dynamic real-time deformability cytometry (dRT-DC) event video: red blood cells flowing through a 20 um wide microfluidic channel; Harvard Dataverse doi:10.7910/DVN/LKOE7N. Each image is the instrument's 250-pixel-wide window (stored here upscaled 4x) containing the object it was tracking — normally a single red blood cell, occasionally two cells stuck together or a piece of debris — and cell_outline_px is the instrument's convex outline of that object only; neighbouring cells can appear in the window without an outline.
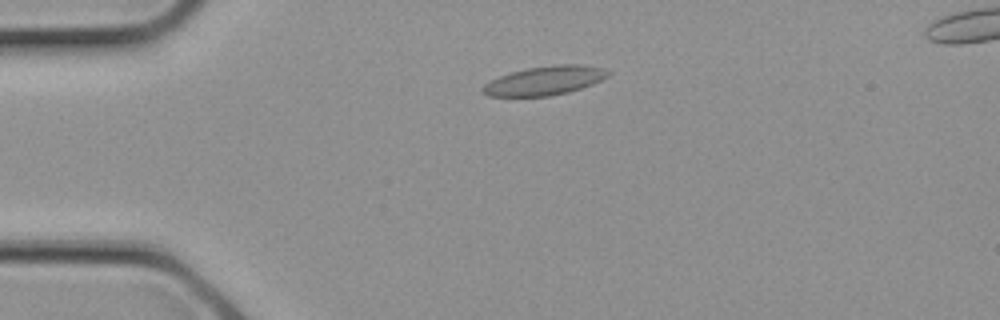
{"species": "common noctule bat (a hibernating species)", "species_latin": "Nyctalus noctula", "temperature_condition": "cold", "stored_images_in_passage": 9, "camera_frame_rate_fps": 3000, "um_per_image_px": 0.085, "animal": {"sex": "female", "body_mass_g": 21.9}, "frame": {"image": 1, "passage_image": 6, "time_ms": 1.667, "image_size_px": [1000, 320], "cell_outline_px": [[612, 72], [608, 76], [592, 84], [568, 92], [548, 96], [488, 96], [480, 88], [484, 84], [500, 76], [512, 72], [528, 68], [560, 64], [580, 64], [604, 68]], "centroid_in_image_um": [46.32, 6.85], "position_along_channel_um": 38.7, "area_um2": 20.92}}